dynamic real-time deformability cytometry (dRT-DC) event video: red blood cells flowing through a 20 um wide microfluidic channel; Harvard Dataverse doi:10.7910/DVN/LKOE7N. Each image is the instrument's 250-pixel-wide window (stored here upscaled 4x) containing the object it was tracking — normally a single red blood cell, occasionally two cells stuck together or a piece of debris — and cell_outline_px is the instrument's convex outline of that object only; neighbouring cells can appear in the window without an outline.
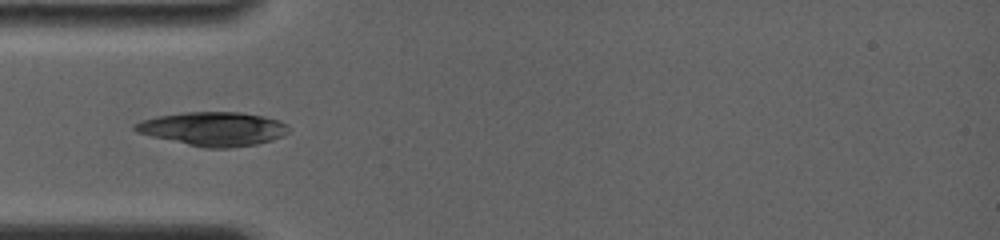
{"species": "common noctule bat (a hibernating species)", "species_latin": "Nyctalus noctula", "temperature_condition": "room temperature", "stored_images_in_passage": 48, "camera_frame_rate_fps": 4000, "um_per_image_px": 0.085, "animal": {"sex": "female", "body_mass_g": 19.0, "forearm_length_mm": 56.7}, "frame": {"image": 1, "passage_image": 1, "time_ms": 0.0, "image_size_px": [1000, 240], "cell_outline_px": [[288, 132], [272, 140], [256, 144], [228, 148], [204, 148], [152, 136], [136, 132], [132, 128], [132, 124], [140, 120], [156, 116], [180, 112], [240, 112], [264, 116], [280, 120], [288, 124]], "centroid_in_image_um": [18.09, 10.94], "position_along_channel_um": 66.9, "area_um2": 30.46}}
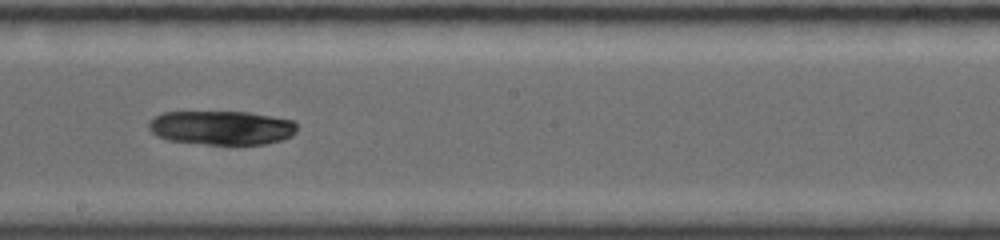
{"frame": {"image": 2, "passage_image": 19, "time_ms": 4.25, "image_size_px": [1000, 240], "cell_outline_px": [[296, 132], [292, 136], [280, 140], [264, 144], [208, 144], [168, 140], [156, 136], [148, 128], [148, 120], [164, 112], [248, 112], [296, 120]], "centroid_in_image_um": [18.84, 10.85], "position_along_channel_um": 229.4, "area_um2": 29.54}}
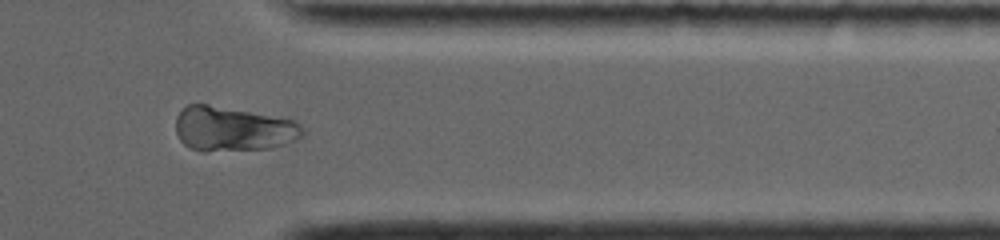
{"frame": {"image": 3, "passage_image": 36, "time_ms": 8.5, "image_size_px": [1000, 240], "cell_outline_px": [[304, 136], [300, 140], [272, 148], [204, 152], [188, 148], [180, 140], [176, 132], [176, 116], [188, 104], [208, 104], [296, 120], [304, 128]], "centroid_in_image_um": [19.84, 10.98], "position_along_channel_um": 391.6, "area_um2": 33.47}}